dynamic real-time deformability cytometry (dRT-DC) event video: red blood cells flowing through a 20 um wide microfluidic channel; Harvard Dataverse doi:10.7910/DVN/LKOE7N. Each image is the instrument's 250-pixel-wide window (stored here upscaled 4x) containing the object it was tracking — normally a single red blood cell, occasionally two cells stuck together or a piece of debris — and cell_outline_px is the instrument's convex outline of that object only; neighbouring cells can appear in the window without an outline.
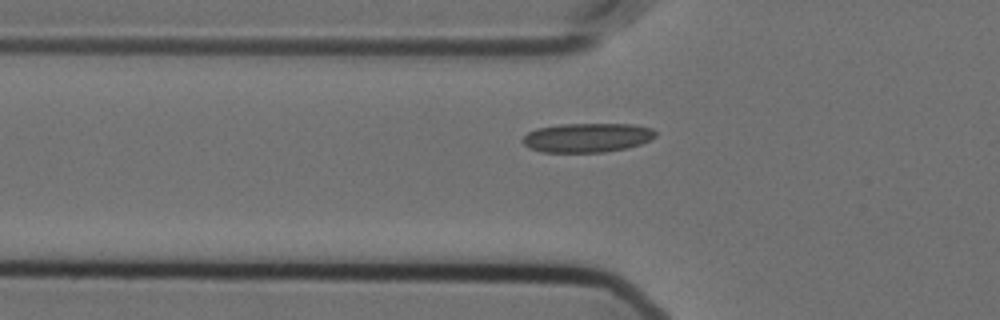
{"species": "Egyptian fruit bat (a non-hibernating species)", "species_latin": "Rousettus aegyptiacus", "temperature_condition": "cold", "stored_images_in_passage": 41, "camera_frame_rate_fps": 3000, "um_per_image_px": 0.085, "animal": {"sex": "female"}, "frame": {"image": 1, "passage_image": 4, "time_ms": 1.0, "image_size_px": [1000, 320], "cell_outline_px": [[656, 136], [640, 144], [628, 148], [604, 152], [540, 152], [528, 148], [520, 140], [528, 132], [536, 128], [560, 124], [632, 124], [652, 128], [656, 132]], "centroid_in_image_um": [49.87, 11.7], "position_along_channel_um": 75.9, "area_um2": 22.77}}
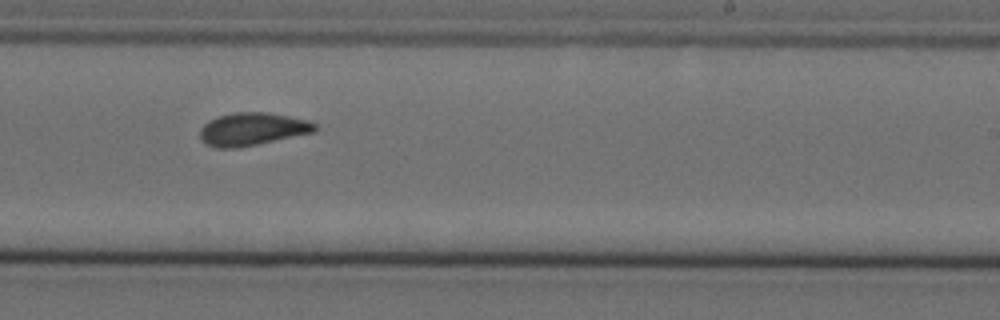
{"frame": {"image": 2, "passage_image": 20, "time_ms": 6.333, "image_size_px": [1000, 320], "cell_outline_px": [[320, 128], [316, 132], [236, 148], [216, 148], [200, 140], [200, 128], [208, 120], [216, 116], [236, 112], [268, 112], [308, 120], [316, 124]], "centroid_in_image_um": [21.46, 10.96], "position_along_channel_um": 267.5, "area_um2": 22.14}}
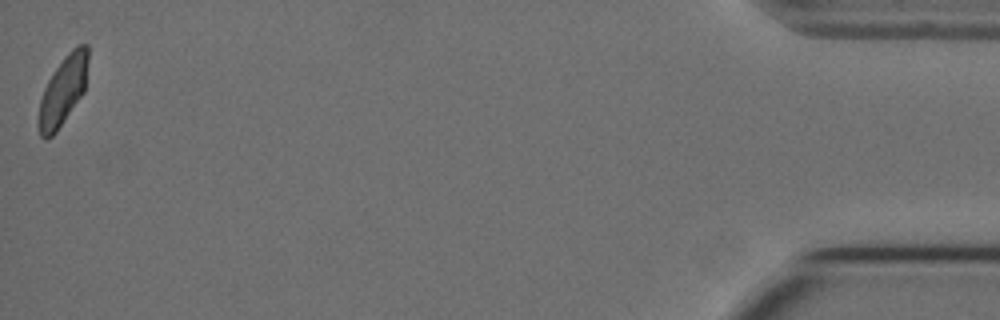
{"frame": {"image": 3, "passage_image": 41, "time_ms": 13.333, "image_size_px": [1000, 320], "cell_outline_px": [[88, 60], [84, 92], [56, 132], [48, 140], [44, 140], [40, 136], [40, 100], [44, 88], [52, 72], [64, 56], [76, 44], [88, 44]], "centroid_in_image_um": [5.38, 7.66], "position_along_channel_um": 429.8, "area_um2": 19.71}, "authors_computed_cell_mechanics": {"area_um2": 21.6172, "velocity_mm_per_s": 3.5828, "shape_relaxation_time_tau1_ms": 4.5691, "shape_relaxation_time_tau2_ms": 1.094, "deformation_change_tau1": 0.1336, "deformation_change_tau2": 0.0761}}